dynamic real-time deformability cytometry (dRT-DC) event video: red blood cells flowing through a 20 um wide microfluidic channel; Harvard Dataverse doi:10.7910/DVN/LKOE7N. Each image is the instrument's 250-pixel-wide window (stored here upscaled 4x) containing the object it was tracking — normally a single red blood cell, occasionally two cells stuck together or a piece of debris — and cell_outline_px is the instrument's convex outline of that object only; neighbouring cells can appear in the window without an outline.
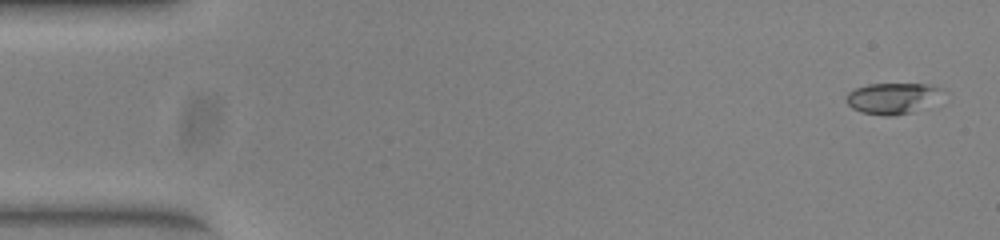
{"species": "common noctule bat (a hibernating species)", "species_latin": "Nyctalus noctula", "temperature_condition": "warm", "stored_images_in_passage": 51, "camera_frame_rate_fps": 3000, "um_per_image_px": 0.085, "animal": {"sex": "female", "body_mass_g": 23.0, "forearm_length_mm": 53.4}, "frame": {"image": 1, "passage_image": 1, "time_ms": 0.0, "image_size_px": [1000, 240], "cell_outline_px": [[940, 88], [912, 112], [888, 116], [860, 112], [852, 108], [848, 104], [848, 92], [856, 88], [868, 84], [932, 84]], "centroid_in_image_um": [75.64, 8.34], "position_along_channel_um": 9.4, "area_um2": 16.01}}
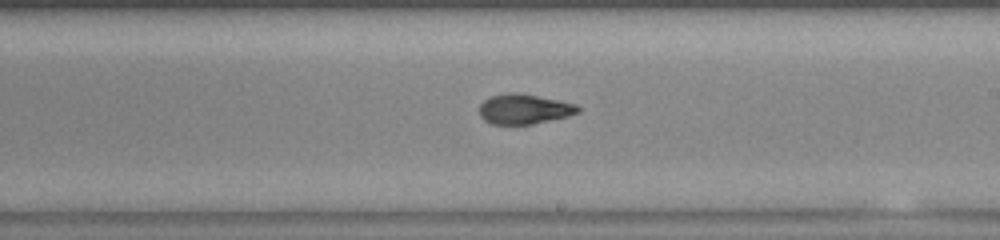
{"frame": {"image": 2, "passage_image": 29, "time_ms": 9.333, "image_size_px": [1000, 240], "cell_outline_px": [[580, 112], [568, 116], [532, 124], [492, 124], [484, 120], [480, 116], [480, 104], [484, 100], [492, 96], [508, 92], [520, 92], [576, 104], [580, 108]], "centroid_in_image_um": [44.55, 9.26], "position_along_channel_um": 244.5, "area_um2": 17.22}}
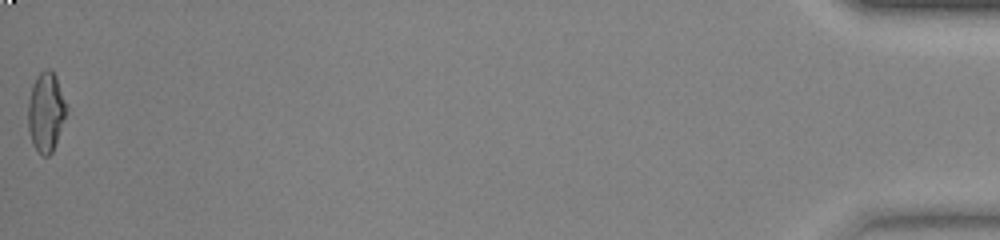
{"frame": {"image": 3, "passage_image": 51, "time_ms": 16.667, "image_size_px": [1000, 240], "cell_outline_px": [[68, 108], [52, 152], [48, 156], [44, 156], [32, 144], [28, 128], [28, 104], [32, 84], [36, 76], [44, 68], [48, 68], [56, 76]], "centroid_in_image_um": [3.89, 9.48], "position_along_channel_um": 431.3, "area_um2": 17.63}, "authors_computed_cell_mechanics": {"area_um2": 17.629, "velocity_mm_per_s": 3.9592, "shape_relaxation_time_tau1_ms": 5.02, "shape_relaxation_time_tau2_ms": 2.5267, "deformation_change_tau1": 0.2221, "deformation_change_tau2": 0.0569}}